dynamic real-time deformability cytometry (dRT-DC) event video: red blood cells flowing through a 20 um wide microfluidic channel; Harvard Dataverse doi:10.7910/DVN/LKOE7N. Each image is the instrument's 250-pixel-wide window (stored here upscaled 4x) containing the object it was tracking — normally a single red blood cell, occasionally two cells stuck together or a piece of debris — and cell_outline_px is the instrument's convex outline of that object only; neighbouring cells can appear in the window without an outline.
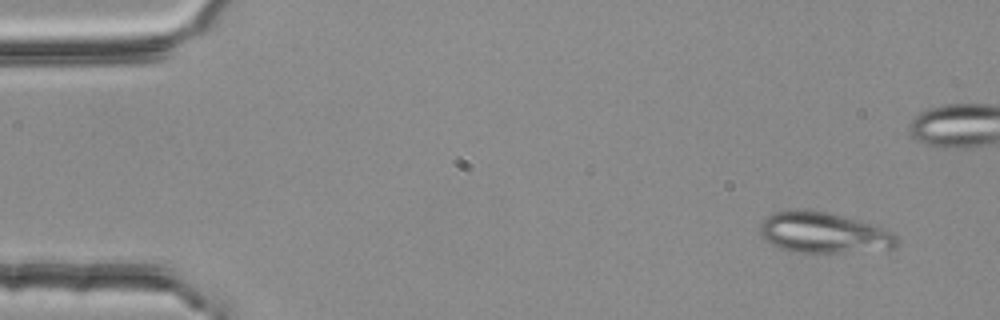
{"species": "common noctule bat (a hibernating species)", "species_latin": "Nyctalus noctula", "temperature_condition": "room temperature", "stored_images_in_passage": 4, "camera_frame_rate_fps": 3000, "um_per_image_px": 0.085, "animal": {"sex": "female", "body_mass_g": 25.1}, "frame": {"image": 1, "passage_image": 1, "time_ms": 0.0, "image_size_px": [1000, 320], "cell_outline_px": [[900, 244], [892, 248], [844, 252], [792, 252], [780, 248], [764, 240], [760, 232], [760, 224], [768, 216], [776, 212], [808, 208], [840, 216], [884, 228], [892, 232], [900, 240]], "centroid_in_image_um": [69.99, 19.79], "position_along_channel_um": 15.0, "area_um2": 32.14}}